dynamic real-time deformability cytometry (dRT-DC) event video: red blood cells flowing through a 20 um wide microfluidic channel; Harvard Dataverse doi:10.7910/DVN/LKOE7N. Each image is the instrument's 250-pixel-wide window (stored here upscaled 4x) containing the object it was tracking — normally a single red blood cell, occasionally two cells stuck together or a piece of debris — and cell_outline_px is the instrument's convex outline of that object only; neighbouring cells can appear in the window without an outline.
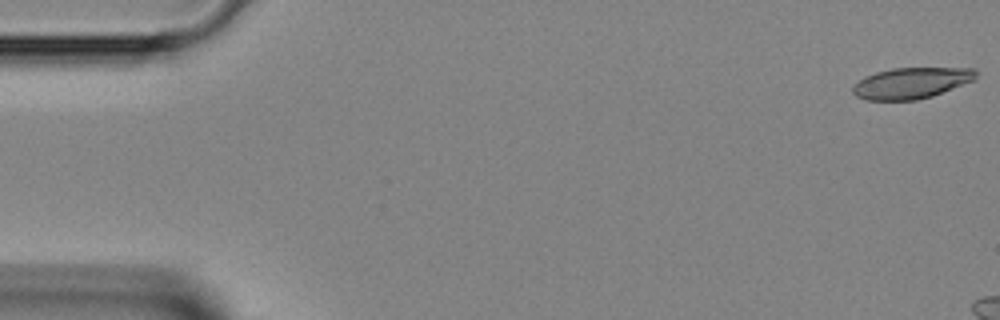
{"species": "Egyptian fruit bat (a non-hibernating species)", "species_latin": "Rousettus aegyptiacus", "temperature_condition": "room temperature", "stored_images_in_passage": 7, "camera_frame_rate_fps": 3000, "um_per_image_px": 0.085, "animal": {"sex": "female"}, "frame": {"image": 1, "passage_image": 1, "time_ms": 0.0, "image_size_px": [1000, 320], "cell_outline_px": [[976, 80], [932, 96], [916, 100], [864, 100], [856, 96], [852, 92], [852, 88], [864, 76], [876, 72], [892, 68], [976, 68]], "centroid_in_image_um": [77.47, 7.06], "position_along_channel_um": 7.5, "area_um2": 22.37}}